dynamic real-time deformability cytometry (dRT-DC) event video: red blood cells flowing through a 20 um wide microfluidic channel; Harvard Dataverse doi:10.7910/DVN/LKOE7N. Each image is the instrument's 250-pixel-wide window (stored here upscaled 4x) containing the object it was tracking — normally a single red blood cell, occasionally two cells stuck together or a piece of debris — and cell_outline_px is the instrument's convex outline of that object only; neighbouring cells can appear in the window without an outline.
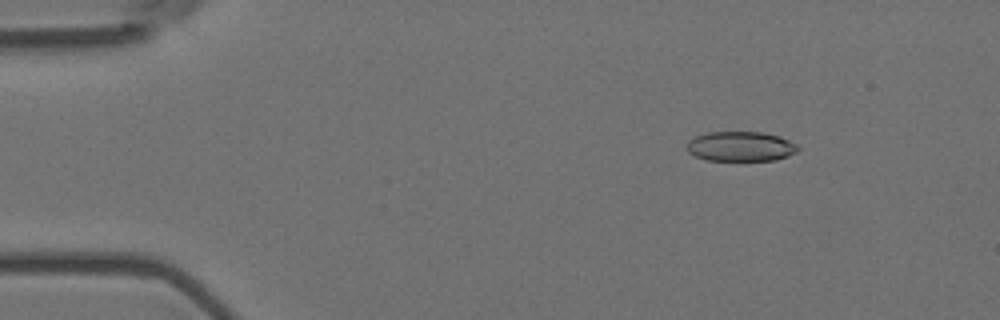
{"species": "Egyptian fruit bat (a non-hibernating species)", "species_latin": "Rousettus aegyptiacus", "temperature_condition": "room temperature", "stored_images_in_passage": 6, "camera_frame_rate_fps": 3000, "um_per_image_px": 0.085, "animal": {"sex": "female"}, "frame": {"image": 1, "passage_image": 2, "time_ms": 0.333, "image_size_px": [1000, 320], "cell_outline_px": [[800, 148], [796, 152], [788, 156], [776, 160], [708, 160], [696, 156], [688, 152], [684, 148], [688, 140], [696, 136], [708, 132], [760, 132], [780, 136], [796, 144]], "centroid_in_image_um": [62.93, 12.44], "position_along_channel_um": 22.1, "area_um2": 19.36}}
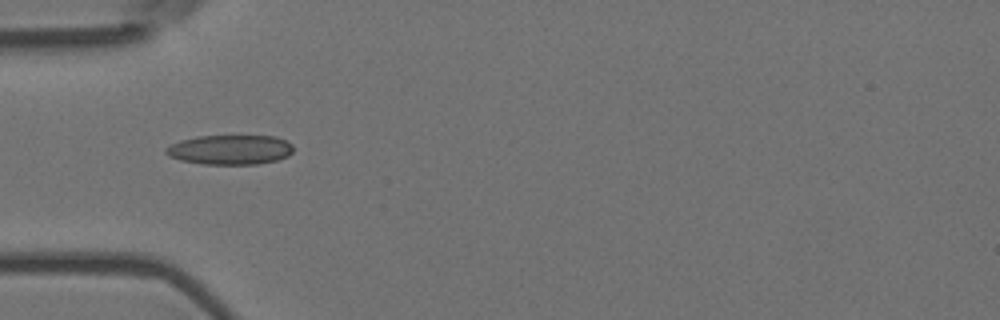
{"frame": {"image": 2, "passage_image": 5, "time_ms": 1.333, "image_size_px": [1000, 320], "cell_outline_px": [[292, 152], [288, 156], [276, 160], [256, 164], [204, 164], [180, 160], [168, 156], [164, 152], [164, 148], [180, 140], [196, 136], [276, 136], [292, 144]], "centroid_in_image_um": [19.53, 12.72], "position_along_channel_um": 65.5, "area_um2": 22.02}}
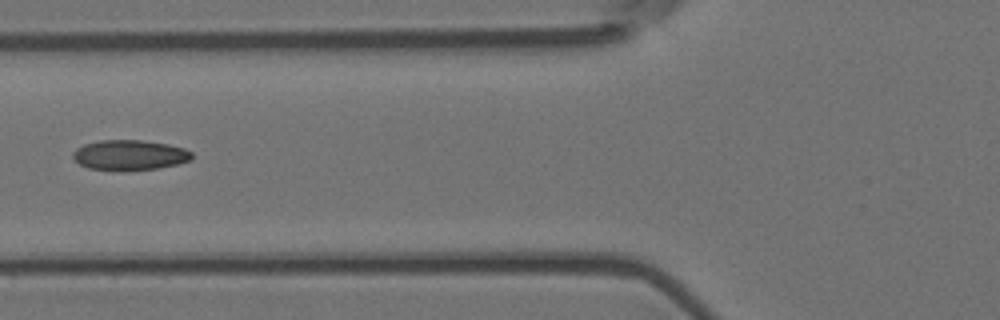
{"frame": {"image": 3, "passage_image": 6, "time_ms": 1.667, "image_size_px": [1000, 320], "cell_outline_px": [[192, 160], [160, 168], [88, 168], [80, 164], [72, 156], [72, 152], [76, 148], [84, 144], [100, 140], [140, 140], [168, 144], [184, 148], [192, 152]], "centroid_in_image_um": [11.04, 13.14], "position_along_channel_um": 114.8, "area_um2": 20.23}}